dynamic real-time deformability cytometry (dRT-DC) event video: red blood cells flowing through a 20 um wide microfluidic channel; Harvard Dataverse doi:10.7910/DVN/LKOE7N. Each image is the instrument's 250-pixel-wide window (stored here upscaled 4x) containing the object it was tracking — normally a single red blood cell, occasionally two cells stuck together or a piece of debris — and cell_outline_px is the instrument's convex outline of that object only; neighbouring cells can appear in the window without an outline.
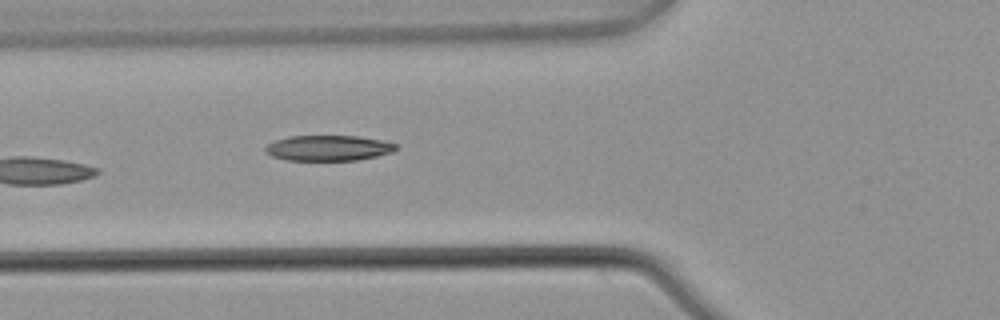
{"species": "common noctule bat (a hibernating species)", "species_latin": "Nyctalus noctula", "temperature_condition": "warm", "stored_images_in_passage": 2, "camera_frame_rate_fps": 3000, "um_per_image_px": 0.085, "animal": {"sex": "male", "body_mass_g": 21.5, "forearm_length_mm": 52.0}, "frame": {"image": 1, "passage_image": 2, "time_ms": 0.333, "image_size_px": [1000, 320], "cell_outline_px": [[400, 148], [392, 152], [376, 156], [356, 160], [284, 160], [272, 156], [264, 152], [264, 148], [268, 144], [276, 140], [288, 136], [360, 136], [384, 140], [396, 144]], "centroid_in_image_um": [27.92, 12.58], "position_along_channel_um": 97.9, "area_um2": 19.54}}